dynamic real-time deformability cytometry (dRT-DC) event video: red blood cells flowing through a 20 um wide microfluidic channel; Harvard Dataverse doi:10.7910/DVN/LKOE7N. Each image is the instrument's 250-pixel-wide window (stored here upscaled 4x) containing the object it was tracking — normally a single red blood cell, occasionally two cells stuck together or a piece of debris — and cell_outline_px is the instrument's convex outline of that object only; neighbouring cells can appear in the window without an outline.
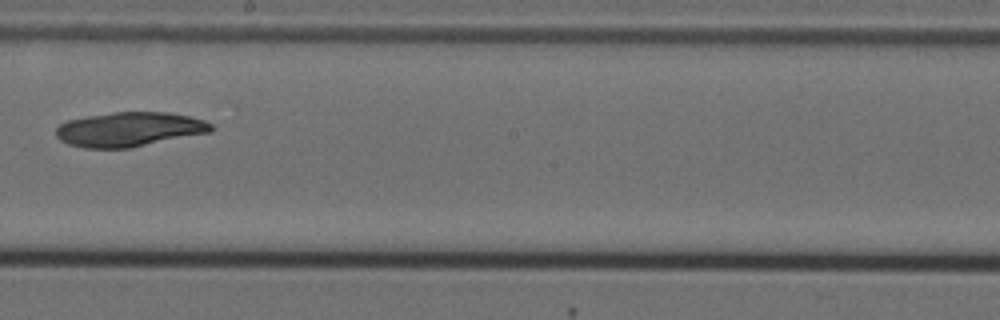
{"species": "Egyptian fruit bat (a non-hibernating species)", "species_latin": "Rousettus aegyptiacus", "temperature_condition": "cold", "stored_images_in_passage": 6, "camera_frame_rate_fps": 3000, "um_per_image_px": 0.085, "animal": {"sex": "female"}, "frame": {"image": 1, "passage_image": 6, "time_ms": 1.667, "image_size_px": [1000, 320], "cell_outline_px": [[216, 128], [212, 132], [132, 148], [84, 148], [68, 144], [60, 140], [56, 136], [56, 128], [60, 124], [68, 120], [88, 116], [112, 112], [172, 112], [204, 120], [212, 124]], "centroid_in_image_um": [11.04, 11.0], "position_along_channel_um": 237.2, "area_um2": 31.5}}